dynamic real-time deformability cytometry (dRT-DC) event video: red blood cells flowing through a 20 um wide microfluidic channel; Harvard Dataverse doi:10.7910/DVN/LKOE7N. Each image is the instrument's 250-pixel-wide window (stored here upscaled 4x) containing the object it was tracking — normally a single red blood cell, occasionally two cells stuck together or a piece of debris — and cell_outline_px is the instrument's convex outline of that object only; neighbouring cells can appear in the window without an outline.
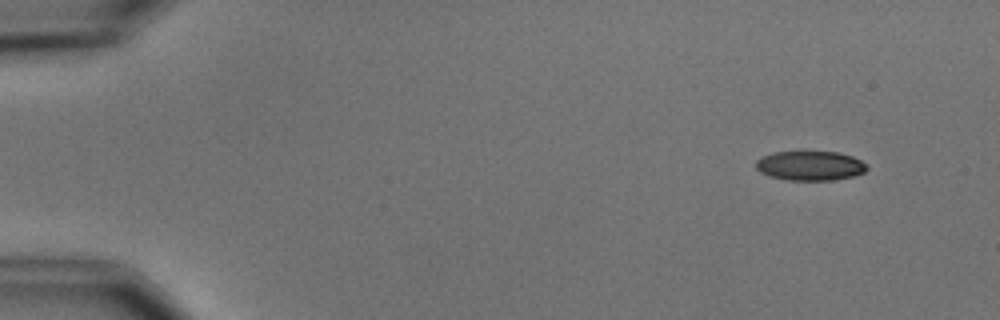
{"species": "common noctule bat (a hibernating species)", "species_latin": "Nyctalus noctula", "temperature_condition": "cold", "stored_images_in_passage": 5, "camera_frame_rate_fps": 3000, "um_per_image_px": 0.085, "animal": {"sex": "male", "body_mass_g": 15.6}, "frame": {"image": 1, "passage_image": 1, "time_ms": 0.0, "image_size_px": [1000, 320], "cell_outline_px": [[868, 168], [864, 172], [852, 176], [832, 180], [788, 180], [768, 176], [760, 172], [756, 168], [756, 160], [760, 156], [772, 152], [836, 152], [852, 156], [868, 164]], "centroid_in_image_um": [68.83, 14.08], "position_along_channel_um": 16.2, "area_um2": 19.13}}